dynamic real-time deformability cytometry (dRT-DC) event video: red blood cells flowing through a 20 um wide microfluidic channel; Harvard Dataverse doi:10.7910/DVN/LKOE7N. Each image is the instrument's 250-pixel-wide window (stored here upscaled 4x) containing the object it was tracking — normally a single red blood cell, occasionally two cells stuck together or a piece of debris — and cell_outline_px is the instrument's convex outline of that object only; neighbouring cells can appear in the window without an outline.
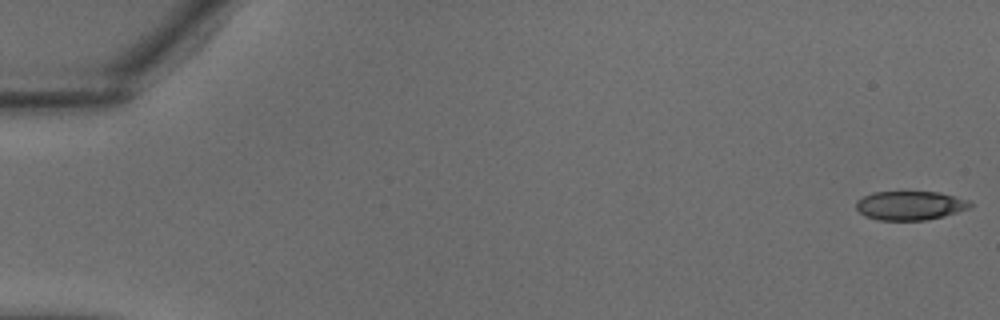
{"species": "common noctule bat (a hibernating species)", "species_latin": "Nyctalus noctula", "temperature_condition": "warm", "stored_images_in_passage": 8, "camera_frame_rate_fps": 3000, "um_per_image_px": 0.085, "animal": {"sex": "male", "body_mass_g": 18.8}, "frame": {"image": 1, "passage_image": 1, "time_ms": 0.0, "image_size_px": [1000, 320], "cell_outline_px": [[972, 204], [968, 208], [944, 216], [924, 220], [876, 220], [864, 216], [856, 208], [856, 200], [872, 192], [940, 192], [968, 200]], "centroid_in_image_um": [77.31, 17.47], "position_along_channel_um": 7.7, "area_um2": 19.19}}